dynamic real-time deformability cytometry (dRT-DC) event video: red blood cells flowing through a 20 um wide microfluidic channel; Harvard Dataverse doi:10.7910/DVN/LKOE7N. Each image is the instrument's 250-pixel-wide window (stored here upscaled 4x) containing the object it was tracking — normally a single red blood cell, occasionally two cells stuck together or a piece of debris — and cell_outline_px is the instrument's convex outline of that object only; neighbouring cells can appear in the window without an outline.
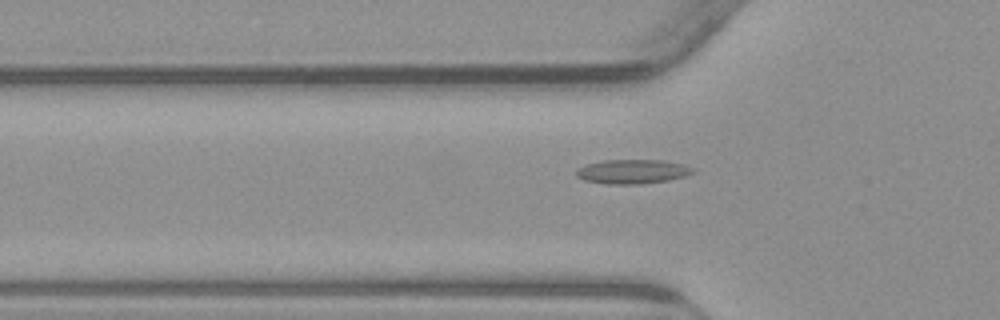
{"species": "common noctule bat (a hibernating species)", "species_latin": "Nyctalus noctula", "temperature_condition": "warm", "stored_images_in_passage": 33, "camera_frame_rate_fps": 3000, "um_per_image_px": 0.085, "animal": {"sex": "male", "body_mass_g": 23.1, "forearm_length_mm": 52.7}, "frame": {"image": 1, "passage_image": 3, "time_ms": 0.667, "image_size_px": [1000, 320], "cell_outline_px": [[696, 172], [684, 176], [668, 180], [640, 184], [604, 184], [584, 180], [576, 176], [576, 168], [584, 164], [604, 160], [664, 160], [684, 164], [692, 168]], "centroid_in_image_um": [53.72, 14.58], "position_along_channel_um": 72.1, "area_um2": 16.65}}
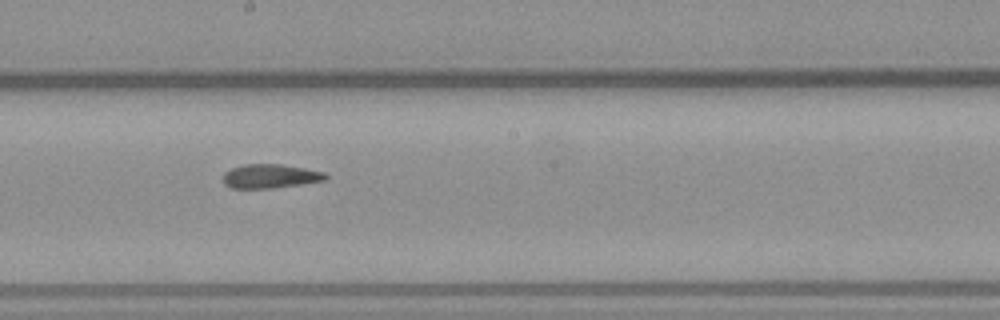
{"frame": {"image": 2, "passage_image": 15, "time_ms": 4.667, "image_size_px": [1000, 320], "cell_outline_px": [[328, 176], [324, 180], [300, 184], [272, 188], [232, 188], [224, 184], [224, 172], [232, 168], [244, 164], [280, 164], [304, 168], [324, 172]], "centroid_in_image_um": [22.95, 14.97], "position_along_channel_um": 225.3, "area_um2": 14.16}}
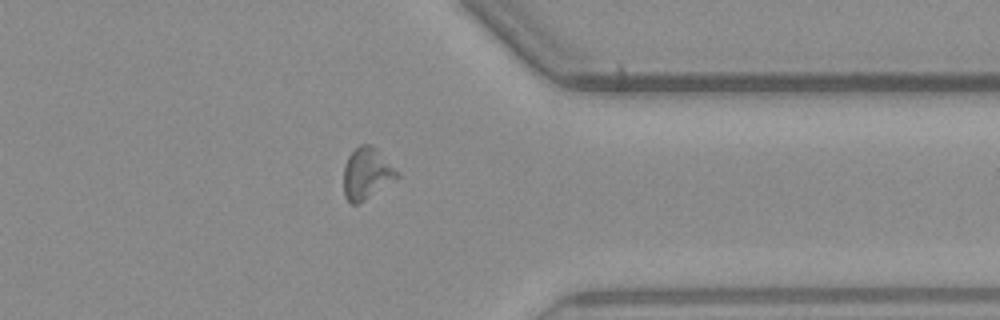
{"frame": {"image": 3, "passage_image": 28, "time_ms": 9.0, "image_size_px": [1000, 320], "cell_outline_px": [[400, 176], [360, 204], [352, 204], [344, 196], [344, 164], [348, 156], [360, 144], [372, 144], [400, 172]], "centroid_in_image_um": [31.18, 14.75], "position_along_channel_um": 380.2, "area_um2": 16.18}, "authors_computed_cell_mechanics": {"area_um2": 15.028, "velocity_mm_per_s": 3.7982, "shape_relaxation_time_tau1_ms": null, "shape_relaxation_time_tau2_ms": 6.3785, "deformation_change_tau1": null, "deformation_change_tau2": 0.1353}}